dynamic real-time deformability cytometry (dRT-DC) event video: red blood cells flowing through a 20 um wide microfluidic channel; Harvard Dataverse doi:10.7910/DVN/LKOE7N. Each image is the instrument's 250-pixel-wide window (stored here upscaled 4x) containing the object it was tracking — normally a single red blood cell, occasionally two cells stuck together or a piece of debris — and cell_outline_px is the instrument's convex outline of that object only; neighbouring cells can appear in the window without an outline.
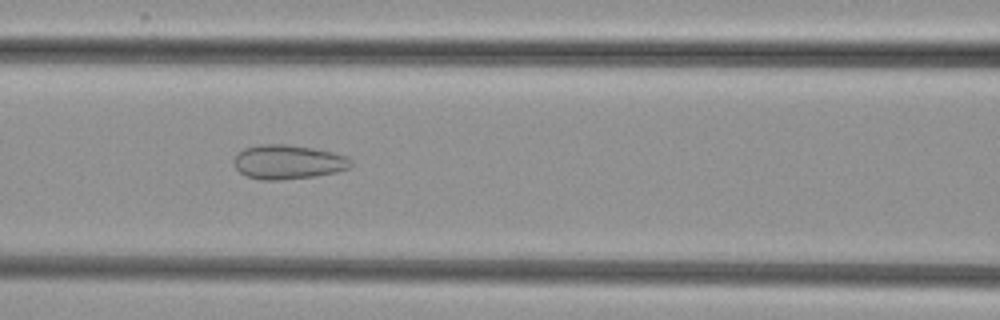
{"species": "common noctule bat (a hibernating species)", "species_latin": "Nyctalus noctula", "temperature_condition": "cold", "stored_images_in_passage": 45, "camera_frame_rate_fps": 3000, "um_per_image_px": 0.085, "animal": {"sex": "female", "body_mass_g": 29.2, "forearm_length_mm": 56.3}, "frame": {"image": 1, "passage_image": 19, "time_ms": 6.0, "image_size_px": [1000, 320], "cell_outline_px": [[352, 168], [336, 172], [316, 176], [280, 180], [260, 180], [248, 176], [240, 172], [236, 168], [232, 160], [244, 148], [260, 144], [288, 144], [312, 148], [332, 152], [348, 156], [352, 160]], "centroid_in_image_um": [24.52, 13.77], "position_along_channel_um": 142.1, "area_um2": 23.52}}
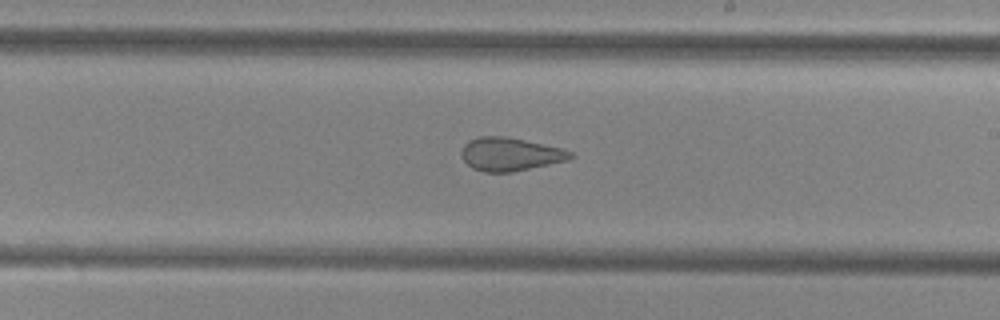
{"frame": {"image": 2, "passage_image": 27, "time_ms": 8.667, "image_size_px": [1000, 320], "cell_outline_px": [[576, 156], [568, 160], [512, 172], [484, 172], [472, 168], [460, 156], [460, 152], [464, 144], [468, 140], [480, 136], [504, 136], [524, 140], [560, 148], [572, 152]], "centroid_in_image_um": [43.33, 13.11], "position_along_channel_um": 245.7, "area_um2": 21.1}}
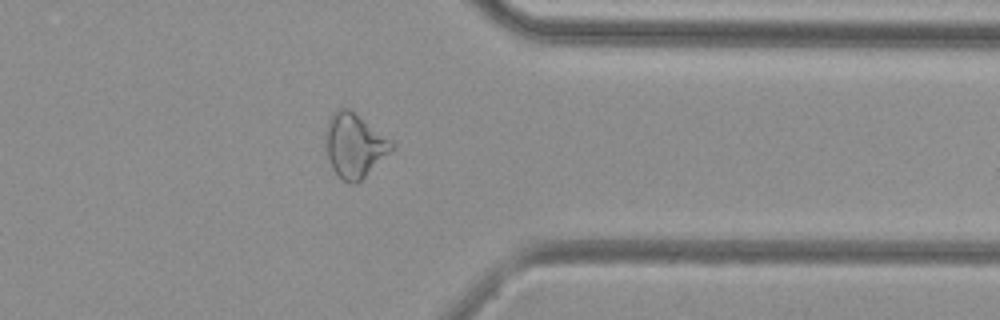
{"frame": {"image": 3, "passage_image": 38, "time_ms": 12.333, "image_size_px": [1000, 320], "cell_outline_px": [[396, 144], [356, 184], [348, 184], [332, 168], [324, 148], [324, 132], [328, 120], [332, 112], [336, 108], [348, 108], [392, 140]], "centroid_in_image_um": [30.06, 12.32], "position_along_channel_um": 381.3, "area_um2": 24.45}}